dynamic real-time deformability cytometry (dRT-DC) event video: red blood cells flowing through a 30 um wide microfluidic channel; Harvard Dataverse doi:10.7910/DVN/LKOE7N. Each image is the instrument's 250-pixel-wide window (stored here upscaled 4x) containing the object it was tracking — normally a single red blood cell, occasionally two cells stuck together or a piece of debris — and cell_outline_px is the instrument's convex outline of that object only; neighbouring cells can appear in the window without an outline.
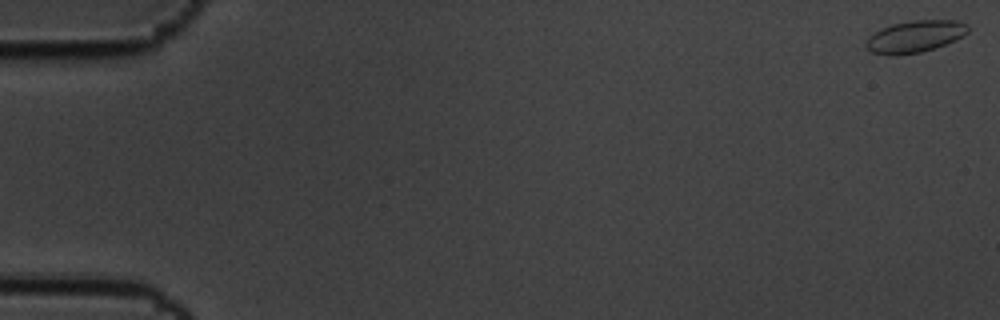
{"species": "common noctule bat (a hibernating species)", "species_latin": "Nyctalus noctula", "temperature_condition": "cold", "stored_images_in_passage": 60, "camera_frame_rate_fps": 3000, "um_per_image_px": 0.085, "animal": {"sex": "male", "body_mass_g": 19.5, "forearm_length_mm": 54.6}, "frame": {"image": 1, "passage_image": 1, "time_ms": 0.0, "image_size_px": [1000, 320], "cell_outline_px": [[968, 32], [964, 36], [956, 40], [920, 52], [896, 56], [888, 56], [872, 52], [864, 44], [868, 36], [880, 28], [892, 24], [912, 20], [956, 20], [968, 24]], "centroid_in_image_um": [77.75, 3.1], "position_along_channel_um": 7.3, "area_um2": 19.13}}
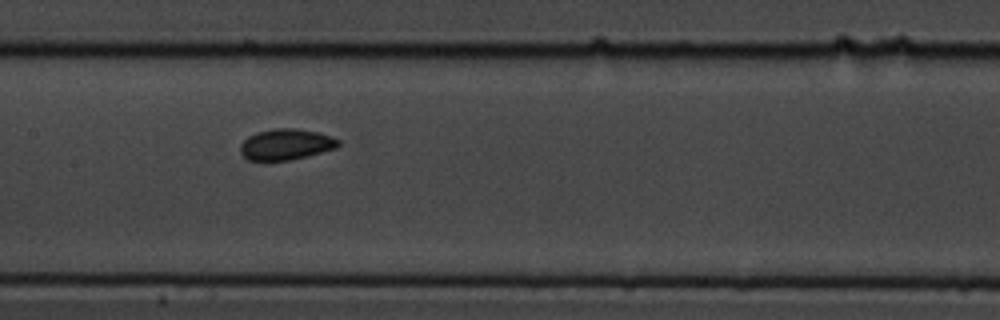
{"frame": {"image": 2, "passage_image": 30, "time_ms": 9.667, "image_size_px": [1000, 320], "cell_outline_px": [[340, 144], [336, 148], [308, 156], [288, 160], [248, 160], [240, 152], [240, 144], [248, 136], [256, 132], [276, 128], [292, 128], [316, 132], [332, 136], [340, 140]], "centroid_in_image_um": [24.31, 12.27], "position_along_channel_um": 183.1, "area_um2": 17.63}}
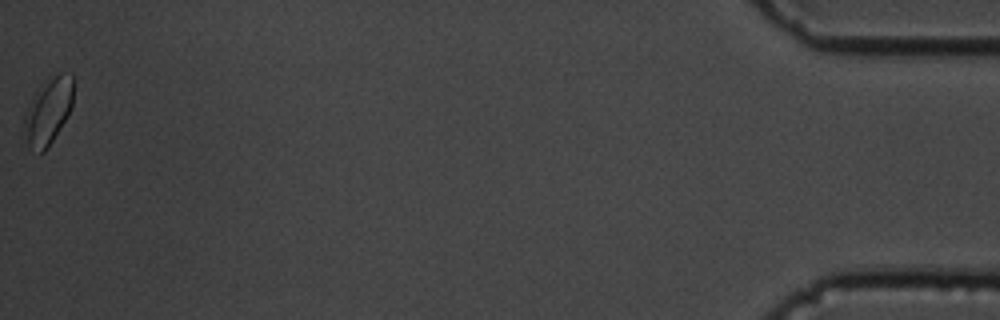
{"frame": {"image": 3, "passage_image": 60, "time_ms": 19.667, "image_size_px": [1000, 320], "cell_outline_px": [[72, 108], [52, 140], [44, 152], [40, 152], [28, 144], [24, 124], [24, 116], [32, 96], [40, 84], [48, 76], [60, 72], [72, 72]], "centroid_in_image_um": [4.11, 9.34], "position_along_channel_um": 431.1, "area_um2": 18.84}, "authors_computed_cell_mechanics": {"area_um2": 17.1666, "velocity_mm_per_s": 3.4007, "shape_relaxation_time_tau1_ms": 3.4885, "shape_relaxation_time_tau2_ms": 1.3775, "deformation_change_tau1": 0.0649, "deformation_change_tau2": 0.0431}}